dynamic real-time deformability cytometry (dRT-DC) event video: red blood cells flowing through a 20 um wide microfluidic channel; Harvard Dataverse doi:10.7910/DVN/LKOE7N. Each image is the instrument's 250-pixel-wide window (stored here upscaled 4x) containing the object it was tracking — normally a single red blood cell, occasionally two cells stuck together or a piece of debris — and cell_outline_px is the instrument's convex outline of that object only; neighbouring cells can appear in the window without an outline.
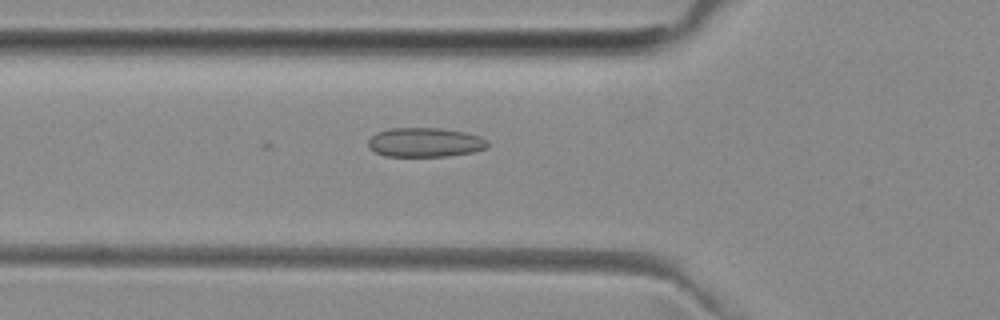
{"species": "common noctule bat (a hibernating species)", "species_latin": "Nyctalus noctula", "temperature_condition": "room temperature", "stored_images_in_passage": 37, "camera_frame_rate_fps": 3000, "um_per_image_px": 0.085, "animal": {"sex": "female", "body_mass_g": 29.2, "forearm_length_mm": 56.3}, "frame": {"image": 1, "passage_image": 3, "time_ms": 0.667, "image_size_px": [1000, 320], "cell_outline_px": [[488, 148], [472, 152], [448, 156], [384, 156], [368, 148], [368, 140], [376, 132], [388, 128], [444, 128], [468, 132], [480, 136], [488, 140]], "centroid_in_image_um": [36.14, 12.09], "position_along_channel_um": 89.7, "area_um2": 20.69}}
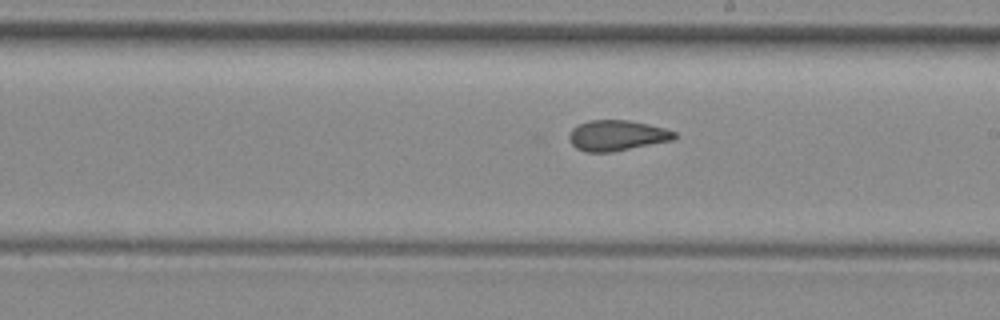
{"frame": {"image": 2, "passage_image": 14, "time_ms": 4.333, "image_size_px": [1000, 320], "cell_outline_px": [[676, 136], [672, 140], [612, 152], [588, 152], [576, 148], [572, 144], [568, 136], [572, 128], [588, 120], [628, 120], [648, 124], [664, 128], [676, 132]], "centroid_in_image_um": [52.42, 11.51], "position_along_channel_um": 236.6, "area_um2": 18.61}}
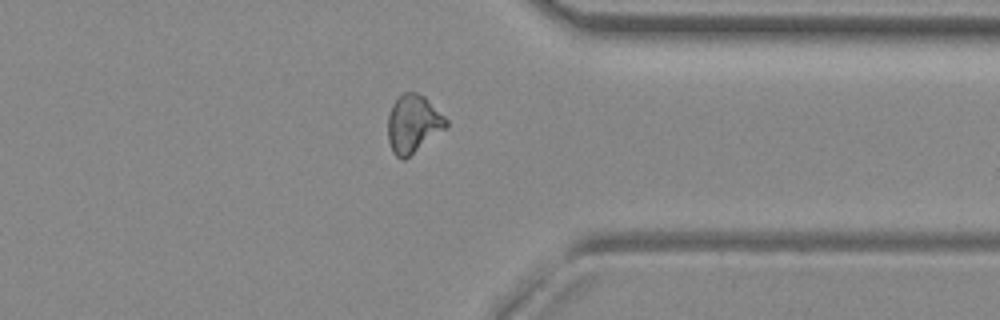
{"frame": {"image": 3, "passage_image": 25, "time_ms": 8.0, "image_size_px": [1000, 320], "cell_outline_px": [[448, 124], [444, 128], [404, 160], [400, 160], [392, 152], [388, 140], [388, 116], [392, 104], [404, 92], [416, 92], [424, 96], [448, 120]], "centroid_in_image_um": [35.08, 10.52], "position_along_channel_um": 376.3, "area_um2": 19.31}}